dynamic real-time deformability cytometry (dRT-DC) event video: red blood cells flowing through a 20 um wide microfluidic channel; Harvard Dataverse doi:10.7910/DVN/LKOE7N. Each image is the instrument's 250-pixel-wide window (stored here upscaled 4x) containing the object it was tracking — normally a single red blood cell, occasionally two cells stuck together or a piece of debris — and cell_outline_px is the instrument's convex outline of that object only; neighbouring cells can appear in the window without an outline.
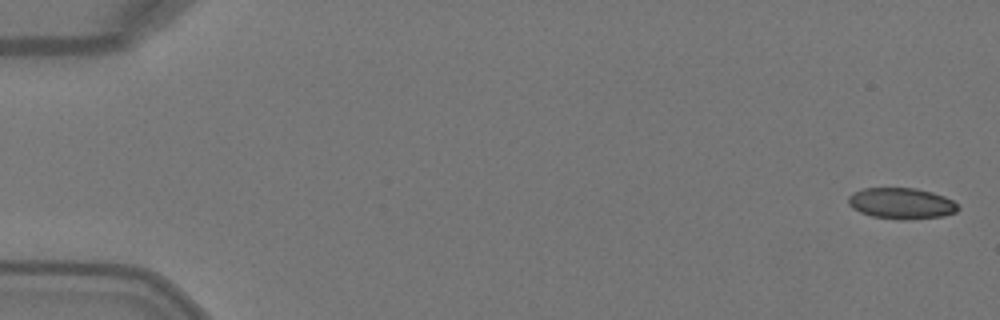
{"species": "Egyptian fruit bat (a non-hibernating species)", "species_latin": "Rousettus aegyptiacus", "temperature_condition": "warm", "stored_images_in_passage": 5, "camera_frame_rate_fps": 3000, "um_per_image_px": 0.085, "animal": {"sex": "female"}, "frame": {"image": 1, "passage_image": 1, "time_ms": 0.0, "image_size_px": [1000, 320], "cell_outline_px": [[960, 208], [956, 212], [944, 216], [904, 220], [872, 216], [860, 212], [852, 208], [848, 204], [848, 196], [864, 188], [916, 188], [932, 192], [944, 196], [952, 200]], "centroid_in_image_um": [76.63, 17.29], "position_along_channel_um": 8.4, "area_um2": 19.83}}
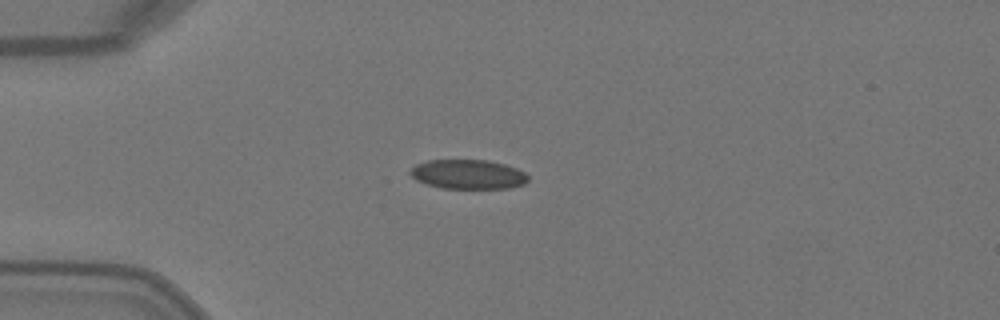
{"frame": {"image": 2, "passage_image": 4, "time_ms": 1.0, "image_size_px": [1000, 320], "cell_outline_px": [[528, 180], [524, 184], [508, 188], [440, 188], [416, 180], [408, 172], [416, 164], [428, 160], [488, 160], [504, 164], [516, 168], [524, 172], [528, 176]], "centroid_in_image_um": [39.78, 14.81], "position_along_channel_um": 45.2, "area_um2": 20.11}}